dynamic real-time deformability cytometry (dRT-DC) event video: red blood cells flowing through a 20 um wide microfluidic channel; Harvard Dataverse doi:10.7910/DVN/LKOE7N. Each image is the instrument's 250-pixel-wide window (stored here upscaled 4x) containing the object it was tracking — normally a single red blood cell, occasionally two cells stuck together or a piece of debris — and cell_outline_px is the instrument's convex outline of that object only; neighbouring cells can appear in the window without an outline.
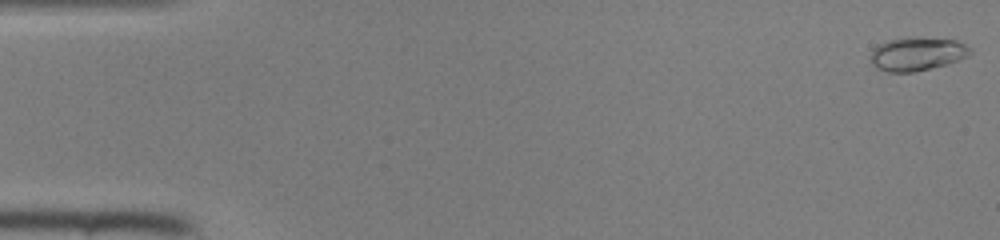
{"species": "common noctule bat (a hibernating species)", "species_latin": "Nyctalus noctula", "temperature_condition": "room temperature", "stored_images_in_passage": 6, "camera_frame_rate_fps": 3000, "um_per_image_px": 0.085, "animal": {"sex": "female", "body_mass_g": 22.0, "forearm_length_mm": 56.7}, "frame": {"image": 1, "passage_image": 1, "time_ms": 0.0, "image_size_px": [1000, 240], "cell_outline_px": [[972, 52], [968, 56], [960, 60], [916, 72], [888, 72], [876, 68], [872, 64], [872, 48], [888, 40], [908, 36], [916, 36], [956, 40], [972, 48]], "centroid_in_image_um": [77.97, 4.56], "position_along_channel_um": 7.0, "area_um2": 19.71}}